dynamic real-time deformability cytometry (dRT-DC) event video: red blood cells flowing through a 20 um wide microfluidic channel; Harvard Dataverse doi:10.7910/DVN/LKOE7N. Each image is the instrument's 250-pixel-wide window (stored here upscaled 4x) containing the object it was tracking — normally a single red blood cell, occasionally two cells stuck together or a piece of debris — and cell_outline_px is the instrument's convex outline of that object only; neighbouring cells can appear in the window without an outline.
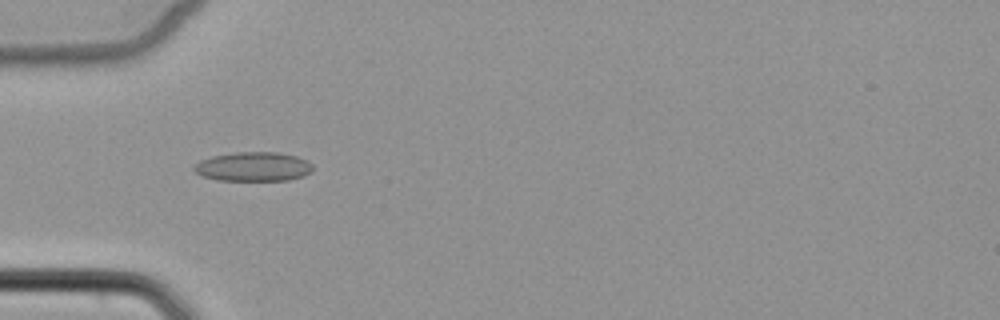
{"species": "common noctule bat (a hibernating species)", "species_latin": "Nyctalus noctula", "temperature_condition": "cold", "stored_images_in_passage": 5, "camera_frame_rate_fps": 3000, "um_per_image_px": 0.085, "animal": {"sex": "female", "body_mass_g": 22.7, "forearm_length_mm": 54.2}, "frame": {"image": 1, "passage_image": 4, "time_ms": 4.667, "image_size_px": [1000, 320], "cell_outline_px": [[312, 172], [304, 176], [288, 180], [216, 180], [200, 176], [192, 168], [200, 160], [212, 156], [236, 152], [280, 152], [296, 156], [308, 160], [312, 164]], "centroid_in_image_um": [21.54, 14.16], "position_along_channel_um": 63.5, "area_um2": 20.4}}
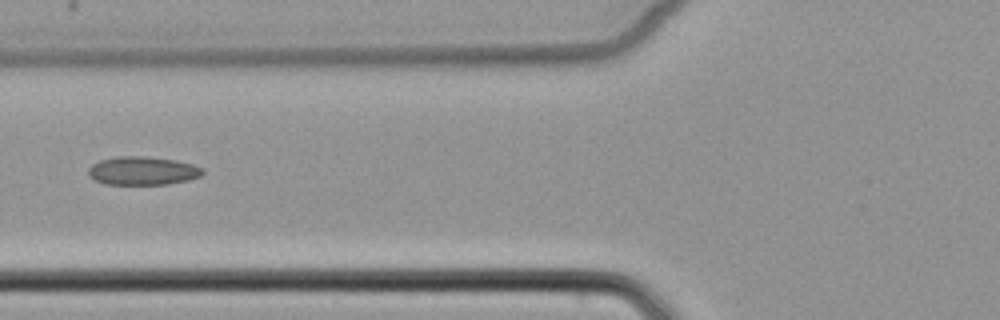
{"frame": {"image": 2, "passage_image": 5, "time_ms": 6.0, "image_size_px": [1000, 320], "cell_outline_px": [[204, 172], [200, 176], [188, 180], [168, 184], [104, 184], [88, 176], [88, 168], [92, 164], [100, 160], [116, 156], [144, 156], [176, 160], [192, 164], [204, 168]], "centroid_in_image_um": [12.12, 14.51], "position_along_channel_um": 113.7, "area_um2": 19.02}}